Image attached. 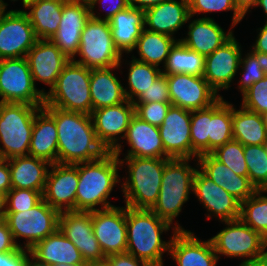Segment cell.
Here are the masks:
<instances>
[{
	"instance_id": "1",
	"label": "cell",
	"mask_w": 267,
	"mask_h": 266,
	"mask_svg": "<svg viewBox=\"0 0 267 266\" xmlns=\"http://www.w3.org/2000/svg\"><path fill=\"white\" fill-rule=\"evenodd\" d=\"M56 123L58 133L57 163L77 164L94 161L108 151L98 141L89 114L42 107Z\"/></svg>"
},
{
	"instance_id": "2",
	"label": "cell",
	"mask_w": 267,
	"mask_h": 266,
	"mask_svg": "<svg viewBox=\"0 0 267 266\" xmlns=\"http://www.w3.org/2000/svg\"><path fill=\"white\" fill-rule=\"evenodd\" d=\"M78 168L79 181L76 191L75 211L92 212L101 204L102 209L113 207L108 197L120 181L119 157L108 151L94 161L74 164Z\"/></svg>"
},
{
	"instance_id": "3",
	"label": "cell",
	"mask_w": 267,
	"mask_h": 266,
	"mask_svg": "<svg viewBox=\"0 0 267 266\" xmlns=\"http://www.w3.org/2000/svg\"><path fill=\"white\" fill-rule=\"evenodd\" d=\"M170 226L151 209L126 206V252L155 266H164L162 256L164 252H169L171 239L166 242L161 235L169 231Z\"/></svg>"
},
{
	"instance_id": "4",
	"label": "cell",
	"mask_w": 267,
	"mask_h": 266,
	"mask_svg": "<svg viewBox=\"0 0 267 266\" xmlns=\"http://www.w3.org/2000/svg\"><path fill=\"white\" fill-rule=\"evenodd\" d=\"M170 158L125 157L120 165L127 164L128 175L122 184L125 206L135 209H151L157 202L162 175ZM125 161V162H124Z\"/></svg>"
},
{
	"instance_id": "5",
	"label": "cell",
	"mask_w": 267,
	"mask_h": 266,
	"mask_svg": "<svg viewBox=\"0 0 267 266\" xmlns=\"http://www.w3.org/2000/svg\"><path fill=\"white\" fill-rule=\"evenodd\" d=\"M190 160L191 158H173L166 162L160 193L157 202L151 208L159 218L170 225L193 191V179L197 169L190 166Z\"/></svg>"
},
{
	"instance_id": "6",
	"label": "cell",
	"mask_w": 267,
	"mask_h": 266,
	"mask_svg": "<svg viewBox=\"0 0 267 266\" xmlns=\"http://www.w3.org/2000/svg\"><path fill=\"white\" fill-rule=\"evenodd\" d=\"M43 107L91 114L90 69L70 60L55 85L45 92Z\"/></svg>"
},
{
	"instance_id": "7",
	"label": "cell",
	"mask_w": 267,
	"mask_h": 266,
	"mask_svg": "<svg viewBox=\"0 0 267 266\" xmlns=\"http://www.w3.org/2000/svg\"><path fill=\"white\" fill-rule=\"evenodd\" d=\"M42 107L0 102V159L28 155L35 114Z\"/></svg>"
},
{
	"instance_id": "8",
	"label": "cell",
	"mask_w": 267,
	"mask_h": 266,
	"mask_svg": "<svg viewBox=\"0 0 267 266\" xmlns=\"http://www.w3.org/2000/svg\"><path fill=\"white\" fill-rule=\"evenodd\" d=\"M78 55L73 59L89 69L121 66V53L116 49L111 35L109 21L90 17L80 37Z\"/></svg>"
},
{
	"instance_id": "9",
	"label": "cell",
	"mask_w": 267,
	"mask_h": 266,
	"mask_svg": "<svg viewBox=\"0 0 267 266\" xmlns=\"http://www.w3.org/2000/svg\"><path fill=\"white\" fill-rule=\"evenodd\" d=\"M226 228L210 238L214 251L227 257L246 258L239 266H258L262 257L264 237L240 218L224 221Z\"/></svg>"
},
{
	"instance_id": "10",
	"label": "cell",
	"mask_w": 267,
	"mask_h": 266,
	"mask_svg": "<svg viewBox=\"0 0 267 266\" xmlns=\"http://www.w3.org/2000/svg\"><path fill=\"white\" fill-rule=\"evenodd\" d=\"M60 212L50 207L43 199L32 209L16 213H5L4 221L8 224L14 241L25 238L24 248L31 249L37 242L54 234L59 228Z\"/></svg>"
},
{
	"instance_id": "11",
	"label": "cell",
	"mask_w": 267,
	"mask_h": 266,
	"mask_svg": "<svg viewBox=\"0 0 267 266\" xmlns=\"http://www.w3.org/2000/svg\"><path fill=\"white\" fill-rule=\"evenodd\" d=\"M35 86L26 57L0 60L1 103L44 105V89Z\"/></svg>"
},
{
	"instance_id": "12",
	"label": "cell",
	"mask_w": 267,
	"mask_h": 266,
	"mask_svg": "<svg viewBox=\"0 0 267 266\" xmlns=\"http://www.w3.org/2000/svg\"><path fill=\"white\" fill-rule=\"evenodd\" d=\"M134 115L135 106L129 100L91 112L90 116L97 139L107 151H112L119 157L122 145L118 141L124 139L130 120Z\"/></svg>"
},
{
	"instance_id": "13",
	"label": "cell",
	"mask_w": 267,
	"mask_h": 266,
	"mask_svg": "<svg viewBox=\"0 0 267 266\" xmlns=\"http://www.w3.org/2000/svg\"><path fill=\"white\" fill-rule=\"evenodd\" d=\"M164 75H166L173 106L195 111L210 107L222 97L203 76L183 73Z\"/></svg>"
},
{
	"instance_id": "14",
	"label": "cell",
	"mask_w": 267,
	"mask_h": 266,
	"mask_svg": "<svg viewBox=\"0 0 267 266\" xmlns=\"http://www.w3.org/2000/svg\"><path fill=\"white\" fill-rule=\"evenodd\" d=\"M38 38L24 10H10L0 19V60L26 57Z\"/></svg>"
},
{
	"instance_id": "15",
	"label": "cell",
	"mask_w": 267,
	"mask_h": 266,
	"mask_svg": "<svg viewBox=\"0 0 267 266\" xmlns=\"http://www.w3.org/2000/svg\"><path fill=\"white\" fill-rule=\"evenodd\" d=\"M91 219L93 232L105 257L126 253V206L92 211Z\"/></svg>"
},
{
	"instance_id": "16",
	"label": "cell",
	"mask_w": 267,
	"mask_h": 266,
	"mask_svg": "<svg viewBox=\"0 0 267 266\" xmlns=\"http://www.w3.org/2000/svg\"><path fill=\"white\" fill-rule=\"evenodd\" d=\"M58 230L76 246L86 262L106 259L93 232L91 212H61Z\"/></svg>"
},
{
	"instance_id": "17",
	"label": "cell",
	"mask_w": 267,
	"mask_h": 266,
	"mask_svg": "<svg viewBox=\"0 0 267 266\" xmlns=\"http://www.w3.org/2000/svg\"><path fill=\"white\" fill-rule=\"evenodd\" d=\"M43 200L60 213L75 211L76 191L79 181L78 168L73 164H51Z\"/></svg>"
},
{
	"instance_id": "18",
	"label": "cell",
	"mask_w": 267,
	"mask_h": 266,
	"mask_svg": "<svg viewBox=\"0 0 267 266\" xmlns=\"http://www.w3.org/2000/svg\"><path fill=\"white\" fill-rule=\"evenodd\" d=\"M192 192L209 212L206 214L208 219L212 213L221 222L240 218L241 202L215 184L199 168L194 175Z\"/></svg>"
},
{
	"instance_id": "19",
	"label": "cell",
	"mask_w": 267,
	"mask_h": 266,
	"mask_svg": "<svg viewBox=\"0 0 267 266\" xmlns=\"http://www.w3.org/2000/svg\"><path fill=\"white\" fill-rule=\"evenodd\" d=\"M173 229L169 254L177 266H216L218 256L210 239L201 241L193 232L182 228L178 223Z\"/></svg>"
},
{
	"instance_id": "20",
	"label": "cell",
	"mask_w": 267,
	"mask_h": 266,
	"mask_svg": "<svg viewBox=\"0 0 267 266\" xmlns=\"http://www.w3.org/2000/svg\"><path fill=\"white\" fill-rule=\"evenodd\" d=\"M241 45L232 36L213 53L205 56L203 78L218 93L230 87V83L238 73L241 60Z\"/></svg>"
},
{
	"instance_id": "21",
	"label": "cell",
	"mask_w": 267,
	"mask_h": 266,
	"mask_svg": "<svg viewBox=\"0 0 267 266\" xmlns=\"http://www.w3.org/2000/svg\"><path fill=\"white\" fill-rule=\"evenodd\" d=\"M191 111L171 105L158 127L165 158H191Z\"/></svg>"
},
{
	"instance_id": "22",
	"label": "cell",
	"mask_w": 267,
	"mask_h": 266,
	"mask_svg": "<svg viewBox=\"0 0 267 266\" xmlns=\"http://www.w3.org/2000/svg\"><path fill=\"white\" fill-rule=\"evenodd\" d=\"M90 17L88 3L66 1L63 4L59 29L50 40L69 60L78 54L81 33Z\"/></svg>"
},
{
	"instance_id": "23",
	"label": "cell",
	"mask_w": 267,
	"mask_h": 266,
	"mask_svg": "<svg viewBox=\"0 0 267 266\" xmlns=\"http://www.w3.org/2000/svg\"><path fill=\"white\" fill-rule=\"evenodd\" d=\"M34 84L43 82L50 89L70 61L50 39H38L26 55Z\"/></svg>"
},
{
	"instance_id": "24",
	"label": "cell",
	"mask_w": 267,
	"mask_h": 266,
	"mask_svg": "<svg viewBox=\"0 0 267 266\" xmlns=\"http://www.w3.org/2000/svg\"><path fill=\"white\" fill-rule=\"evenodd\" d=\"M197 163V168L240 202L247 200L257 191L248 176L235 174L234 171L219 162L211 154L199 155Z\"/></svg>"
},
{
	"instance_id": "25",
	"label": "cell",
	"mask_w": 267,
	"mask_h": 266,
	"mask_svg": "<svg viewBox=\"0 0 267 266\" xmlns=\"http://www.w3.org/2000/svg\"><path fill=\"white\" fill-rule=\"evenodd\" d=\"M190 18L188 0H166L144 10L145 29L172 37Z\"/></svg>"
},
{
	"instance_id": "26",
	"label": "cell",
	"mask_w": 267,
	"mask_h": 266,
	"mask_svg": "<svg viewBox=\"0 0 267 266\" xmlns=\"http://www.w3.org/2000/svg\"><path fill=\"white\" fill-rule=\"evenodd\" d=\"M124 139L131 147L125 157L165 158L159 128L134 115Z\"/></svg>"
},
{
	"instance_id": "27",
	"label": "cell",
	"mask_w": 267,
	"mask_h": 266,
	"mask_svg": "<svg viewBox=\"0 0 267 266\" xmlns=\"http://www.w3.org/2000/svg\"><path fill=\"white\" fill-rule=\"evenodd\" d=\"M233 31L227 33L210 17L194 19L188 26V37L178 39L190 50L207 56L227 42Z\"/></svg>"
},
{
	"instance_id": "28",
	"label": "cell",
	"mask_w": 267,
	"mask_h": 266,
	"mask_svg": "<svg viewBox=\"0 0 267 266\" xmlns=\"http://www.w3.org/2000/svg\"><path fill=\"white\" fill-rule=\"evenodd\" d=\"M109 23L116 49L121 55L125 52L131 53L145 28L144 10L129 6L117 12Z\"/></svg>"
},
{
	"instance_id": "29",
	"label": "cell",
	"mask_w": 267,
	"mask_h": 266,
	"mask_svg": "<svg viewBox=\"0 0 267 266\" xmlns=\"http://www.w3.org/2000/svg\"><path fill=\"white\" fill-rule=\"evenodd\" d=\"M7 160L12 188L31 189L43 194L48 167L51 165L48 161L30 155L16 156Z\"/></svg>"
},
{
	"instance_id": "30",
	"label": "cell",
	"mask_w": 267,
	"mask_h": 266,
	"mask_svg": "<svg viewBox=\"0 0 267 266\" xmlns=\"http://www.w3.org/2000/svg\"><path fill=\"white\" fill-rule=\"evenodd\" d=\"M30 252L35 259L49 266L85 262L76 246L59 230L37 242Z\"/></svg>"
},
{
	"instance_id": "31",
	"label": "cell",
	"mask_w": 267,
	"mask_h": 266,
	"mask_svg": "<svg viewBox=\"0 0 267 266\" xmlns=\"http://www.w3.org/2000/svg\"><path fill=\"white\" fill-rule=\"evenodd\" d=\"M120 66L90 69L92 111L114 106L127 100L124 87L112 70Z\"/></svg>"
},
{
	"instance_id": "32",
	"label": "cell",
	"mask_w": 267,
	"mask_h": 266,
	"mask_svg": "<svg viewBox=\"0 0 267 266\" xmlns=\"http://www.w3.org/2000/svg\"><path fill=\"white\" fill-rule=\"evenodd\" d=\"M58 133L55 120L41 108L34 118L28 155L57 163Z\"/></svg>"
},
{
	"instance_id": "33",
	"label": "cell",
	"mask_w": 267,
	"mask_h": 266,
	"mask_svg": "<svg viewBox=\"0 0 267 266\" xmlns=\"http://www.w3.org/2000/svg\"><path fill=\"white\" fill-rule=\"evenodd\" d=\"M67 0H40L27 5L25 11L38 39H50L59 29L63 4Z\"/></svg>"
},
{
	"instance_id": "34",
	"label": "cell",
	"mask_w": 267,
	"mask_h": 266,
	"mask_svg": "<svg viewBox=\"0 0 267 266\" xmlns=\"http://www.w3.org/2000/svg\"><path fill=\"white\" fill-rule=\"evenodd\" d=\"M233 139L246 145H262L267 140V131L261 114L249 111L242 106L236 110L232 104Z\"/></svg>"
},
{
	"instance_id": "35",
	"label": "cell",
	"mask_w": 267,
	"mask_h": 266,
	"mask_svg": "<svg viewBox=\"0 0 267 266\" xmlns=\"http://www.w3.org/2000/svg\"><path fill=\"white\" fill-rule=\"evenodd\" d=\"M177 41L172 36L152 32L144 28L134 48V50H138L137 53L140 56L136 60L159 67L161 62L165 64L171 48Z\"/></svg>"
},
{
	"instance_id": "36",
	"label": "cell",
	"mask_w": 267,
	"mask_h": 266,
	"mask_svg": "<svg viewBox=\"0 0 267 266\" xmlns=\"http://www.w3.org/2000/svg\"><path fill=\"white\" fill-rule=\"evenodd\" d=\"M162 74H190L203 76L205 70V56L190 50L181 41H177L163 65Z\"/></svg>"
},
{
	"instance_id": "37",
	"label": "cell",
	"mask_w": 267,
	"mask_h": 266,
	"mask_svg": "<svg viewBox=\"0 0 267 266\" xmlns=\"http://www.w3.org/2000/svg\"><path fill=\"white\" fill-rule=\"evenodd\" d=\"M231 140H233L232 104L221 97L211 105L209 154Z\"/></svg>"
},
{
	"instance_id": "38",
	"label": "cell",
	"mask_w": 267,
	"mask_h": 266,
	"mask_svg": "<svg viewBox=\"0 0 267 266\" xmlns=\"http://www.w3.org/2000/svg\"><path fill=\"white\" fill-rule=\"evenodd\" d=\"M131 63L128 73L129 90L124 88L127 100L134 102L141 93L147 91L152 83L162 74V70L157 66L136 60L135 57Z\"/></svg>"
},
{
	"instance_id": "39",
	"label": "cell",
	"mask_w": 267,
	"mask_h": 266,
	"mask_svg": "<svg viewBox=\"0 0 267 266\" xmlns=\"http://www.w3.org/2000/svg\"><path fill=\"white\" fill-rule=\"evenodd\" d=\"M267 190H257L241 202L240 219L254 231L267 237Z\"/></svg>"
},
{
	"instance_id": "40",
	"label": "cell",
	"mask_w": 267,
	"mask_h": 266,
	"mask_svg": "<svg viewBox=\"0 0 267 266\" xmlns=\"http://www.w3.org/2000/svg\"><path fill=\"white\" fill-rule=\"evenodd\" d=\"M211 106L191 111V158L201 154H209Z\"/></svg>"
},
{
	"instance_id": "41",
	"label": "cell",
	"mask_w": 267,
	"mask_h": 266,
	"mask_svg": "<svg viewBox=\"0 0 267 266\" xmlns=\"http://www.w3.org/2000/svg\"><path fill=\"white\" fill-rule=\"evenodd\" d=\"M248 177L257 190H267V151L262 145L244 146Z\"/></svg>"
},
{
	"instance_id": "42",
	"label": "cell",
	"mask_w": 267,
	"mask_h": 266,
	"mask_svg": "<svg viewBox=\"0 0 267 266\" xmlns=\"http://www.w3.org/2000/svg\"><path fill=\"white\" fill-rule=\"evenodd\" d=\"M219 162L229 167L235 174L248 176V168L244 157V145L231 140L210 153Z\"/></svg>"
},
{
	"instance_id": "43",
	"label": "cell",
	"mask_w": 267,
	"mask_h": 266,
	"mask_svg": "<svg viewBox=\"0 0 267 266\" xmlns=\"http://www.w3.org/2000/svg\"><path fill=\"white\" fill-rule=\"evenodd\" d=\"M43 199L40 191L11 188L6 194L5 213L28 211Z\"/></svg>"
},
{
	"instance_id": "44",
	"label": "cell",
	"mask_w": 267,
	"mask_h": 266,
	"mask_svg": "<svg viewBox=\"0 0 267 266\" xmlns=\"http://www.w3.org/2000/svg\"><path fill=\"white\" fill-rule=\"evenodd\" d=\"M189 13L193 17L197 13L233 11L232 25H237L244 17L237 10L234 0H188Z\"/></svg>"
},
{
	"instance_id": "45",
	"label": "cell",
	"mask_w": 267,
	"mask_h": 266,
	"mask_svg": "<svg viewBox=\"0 0 267 266\" xmlns=\"http://www.w3.org/2000/svg\"><path fill=\"white\" fill-rule=\"evenodd\" d=\"M242 97L243 108L258 114L267 112V76L253 84Z\"/></svg>"
},
{
	"instance_id": "46",
	"label": "cell",
	"mask_w": 267,
	"mask_h": 266,
	"mask_svg": "<svg viewBox=\"0 0 267 266\" xmlns=\"http://www.w3.org/2000/svg\"><path fill=\"white\" fill-rule=\"evenodd\" d=\"M240 66L242 67V79L239 81L238 89L243 94L253 84L263 79L265 73L258 62V58L251 51L243 59L241 55Z\"/></svg>"
},
{
	"instance_id": "47",
	"label": "cell",
	"mask_w": 267,
	"mask_h": 266,
	"mask_svg": "<svg viewBox=\"0 0 267 266\" xmlns=\"http://www.w3.org/2000/svg\"><path fill=\"white\" fill-rule=\"evenodd\" d=\"M172 104L161 102L137 103L135 105V115L141 120L159 127Z\"/></svg>"
},
{
	"instance_id": "48",
	"label": "cell",
	"mask_w": 267,
	"mask_h": 266,
	"mask_svg": "<svg viewBox=\"0 0 267 266\" xmlns=\"http://www.w3.org/2000/svg\"><path fill=\"white\" fill-rule=\"evenodd\" d=\"M150 102L171 103L166 75L161 74L147 91L141 93L140 96L134 100L133 104L135 106L137 103Z\"/></svg>"
},
{
	"instance_id": "49",
	"label": "cell",
	"mask_w": 267,
	"mask_h": 266,
	"mask_svg": "<svg viewBox=\"0 0 267 266\" xmlns=\"http://www.w3.org/2000/svg\"><path fill=\"white\" fill-rule=\"evenodd\" d=\"M31 255L30 249L19 247L17 250L0 252V266H26Z\"/></svg>"
},
{
	"instance_id": "50",
	"label": "cell",
	"mask_w": 267,
	"mask_h": 266,
	"mask_svg": "<svg viewBox=\"0 0 267 266\" xmlns=\"http://www.w3.org/2000/svg\"><path fill=\"white\" fill-rule=\"evenodd\" d=\"M108 1H109V3H108ZM102 2L104 5L106 3H108V5L111 7H109V9H107L108 12H106L105 17L101 18L100 16L95 15V12L93 10L95 9V5L97 3L102 4ZM127 7H129L128 0H91L89 2V9H90L91 17H93L95 19L105 20V21H109L117 12L125 10Z\"/></svg>"
},
{
	"instance_id": "51",
	"label": "cell",
	"mask_w": 267,
	"mask_h": 266,
	"mask_svg": "<svg viewBox=\"0 0 267 266\" xmlns=\"http://www.w3.org/2000/svg\"><path fill=\"white\" fill-rule=\"evenodd\" d=\"M106 259L110 262L111 266H155L143 260H139L129 253L113 254Z\"/></svg>"
},
{
	"instance_id": "52",
	"label": "cell",
	"mask_w": 267,
	"mask_h": 266,
	"mask_svg": "<svg viewBox=\"0 0 267 266\" xmlns=\"http://www.w3.org/2000/svg\"><path fill=\"white\" fill-rule=\"evenodd\" d=\"M19 247L14 241L8 224L2 220L0 222V252L17 250Z\"/></svg>"
},
{
	"instance_id": "53",
	"label": "cell",
	"mask_w": 267,
	"mask_h": 266,
	"mask_svg": "<svg viewBox=\"0 0 267 266\" xmlns=\"http://www.w3.org/2000/svg\"><path fill=\"white\" fill-rule=\"evenodd\" d=\"M12 188L8 160L0 159V193L7 194Z\"/></svg>"
},
{
	"instance_id": "54",
	"label": "cell",
	"mask_w": 267,
	"mask_h": 266,
	"mask_svg": "<svg viewBox=\"0 0 267 266\" xmlns=\"http://www.w3.org/2000/svg\"><path fill=\"white\" fill-rule=\"evenodd\" d=\"M260 32H258V37L255 40L256 43L251 46V52H260L267 54V22L262 28H259Z\"/></svg>"
},
{
	"instance_id": "55",
	"label": "cell",
	"mask_w": 267,
	"mask_h": 266,
	"mask_svg": "<svg viewBox=\"0 0 267 266\" xmlns=\"http://www.w3.org/2000/svg\"><path fill=\"white\" fill-rule=\"evenodd\" d=\"M166 0H128V4L131 7L146 10L150 7L156 6Z\"/></svg>"
},
{
	"instance_id": "56",
	"label": "cell",
	"mask_w": 267,
	"mask_h": 266,
	"mask_svg": "<svg viewBox=\"0 0 267 266\" xmlns=\"http://www.w3.org/2000/svg\"><path fill=\"white\" fill-rule=\"evenodd\" d=\"M259 0H234V4L239 11V13L244 17L249 8L254 7L257 5Z\"/></svg>"
},
{
	"instance_id": "57",
	"label": "cell",
	"mask_w": 267,
	"mask_h": 266,
	"mask_svg": "<svg viewBox=\"0 0 267 266\" xmlns=\"http://www.w3.org/2000/svg\"><path fill=\"white\" fill-rule=\"evenodd\" d=\"M257 58L258 62L261 65V68L264 70L265 76H267V54L260 52H252Z\"/></svg>"
},
{
	"instance_id": "58",
	"label": "cell",
	"mask_w": 267,
	"mask_h": 266,
	"mask_svg": "<svg viewBox=\"0 0 267 266\" xmlns=\"http://www.w3.org/2000/svg\"><path fill=\"white\" fill-rule=\"evenodd\" d=\"M267 237H264L263 241V251H262V257L260 260V263L258 266H267Z\"/></svg>"
},
{
	"instance_id": "59",
	"label": "cell",
	"mask_w": 267,
	"mask_h": 266,
	"mask_svg": "<svg viewBox=\"0 0 267 266\" xmlns=\"http://www.w3.org/2000/svg\"><path fill=\"white\" fill-rule=\"evenodd\" d=\"M6 195L0 193V217H5Z\"/></svg>"
},
{
	"instance_id": "60",
	"label": "cell",
	"mask_w": 267,
	"mask_h": 266,
	"mask_svg": "<svg viewBox=\"0 0 267 266\" xmlns=\"http://www.w3.org/2000/svg\"><path fill=\"white\" fill-rule=\"evenodd\" d=\"M31 258H28L26 266H49L45 263H42L35 259L32 255H30Z\"/></svg>"
},
{
	"instance_id": "61",
	"label": "cell",
	"mask_w": 267,
	"mask_h": 266,
	"mask_svg": "<svg viewBox=\"0 0 267 266\" xmlns=\"http://www.w3.org/2000/svg\"><path fill=\"white\" fill-rule=\"evenodd\" d=\"M89 266H111V264L107 259H104L101 261L89 262Z\"/></svg>"
},
{
	"instance_id": "62",
	"label": "cell",
	"mask_w": 267,
	"mask_h": 266,
	"mask_svg": "<svg viewBox=\"0 0 267 266\" xmlns=\"http://www.w3.org/2000/svg\"><path fill=\"white\" fill-rule=\"evenodd\" d=\"M256 6L258 7L260 6L263 9L266 15V19H267V0H259Z\"/></svg>"
},
{
	"instance_id": "63",
	"label": "cell",
	"mask_w": 267,
	"mask_h": 266,
	"mask_svg": "<svg viewBox=\"0 0 267 266\" xmlns=\"http://www.w3.org/2000/svg\"><path fill=\"white\" fill-rule=\"evenodd\" d=\"M5 1L0 0V19L3 16V14L5 13L6 7L8 6L7 3H4Z\"/></svg>"
},
{
	"instance_id": "64",
	"label": "cell",
	"mask_w": 267,
	"mask_h": 266,
	"mask_svg": "<svg viewBox=\"0 0 267 266\" xmlns=\"http://www.w3.org/2000/svg\"><path fill=\"white\" fill-rule=\"evenodd\" d=\"M51 266H89V262H84V263H77V264H56V265H51Z\"/></svg>"
},
{
	"instance_id": "65",
	"label": "cell",
	"mask_w": 267,
	"mask_h": 266,
	"mask_svg": "<svg viewBox=\"0 0 267 266\" xmlns=\"http://www.w3.org/2000/svg\"><path fill=\"white\" fill-rule=\"evenodd\" d=\"M261 117H262L263 124H264V126H265V128H266V131H267V112H263V113L261 114Z\"/></svg>"
},
{
	"instance_id": "66",
	"label": "cell",
	"mask_w": 267,
	"mask_h": 266,
	"mask_svg": "<svg viewBox=\"0 0 267 266\" xmlns=\"http://www.w3.org/2000/svg\"><path fill=\"white\" fill-rule=\"evenodd\" d=\"M37 1H40V0H22V3H23L22 5L23 7H26L27 5L37 2Z\"/></svg>"
},
{
	"instance_id": "67",
	"label": "cell",
	"mask_w": 267,
	"mask_h": 266,
	"mask_svg": "<svg viewBox=\"0 0 267 266\" xmlns=\"http://www.w3.org/2000/svg\"><path fill=\"white\" fill-rule=\"evenodd\" d=\"M67 1H74V2H85V3H88L91 1V0H67Z\"/></svg>"
},
{
	"instance_id": "68",
	"label": "cell",
	"mask_w": 267,
	"mask_h": 266,
	"mask_svg": "<svg viewBox=\"0 0 267 266\" xmlns=\"http://www.w3.org/2000/svg\"><path fill=\"white\" fill-rule=\"evenodd\" d=\"M264 146H265L266 151H267V140L264 142Z\"/></svg>"
}]
</instances>
